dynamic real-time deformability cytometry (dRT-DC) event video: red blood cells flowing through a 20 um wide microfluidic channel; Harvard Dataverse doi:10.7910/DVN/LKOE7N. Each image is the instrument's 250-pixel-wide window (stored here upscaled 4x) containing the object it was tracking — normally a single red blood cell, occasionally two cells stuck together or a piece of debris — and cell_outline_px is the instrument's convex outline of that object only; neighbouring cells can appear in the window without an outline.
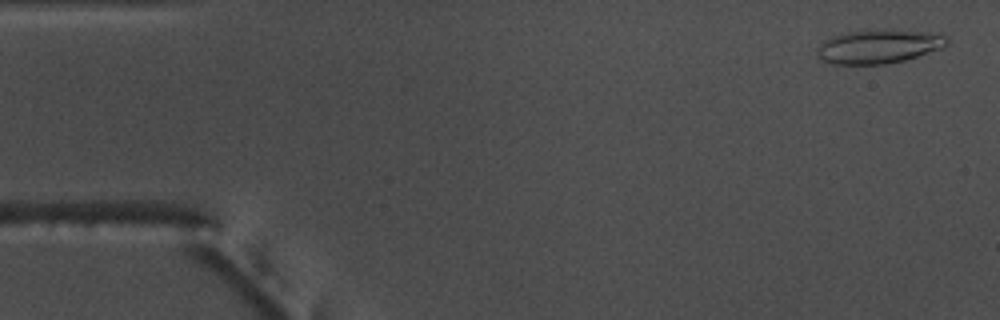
{"species": "common noctule bat (a hibernating species)", "species_latin": "Nyctalus noctula", "temperature_condition": "warm", "stored_images_in_passage": 54, "camera_frame_rate_fps": 3000, "um_per_image_px": 0.085, "animal": {"sex": "male", "body_mass_g": 17.5, "forearm_length_mm": 52.3}, "frame": {"image": 1, "passage_image": 2, "time_ms": 0.333, "image_size_px": [1000, 320], "cell_outline_px": [[948, 44], [940, 48], [904, 60], [888, 64], [832, 64], [816, 56], [816, 48], [824, 40], [832, 36], [848, 32], [936, 32], [948, 36]], "centroid_in_image_um": [74.65, 3.99], "position_along_channel_um": 10.3, "area_um2": 24.74}}
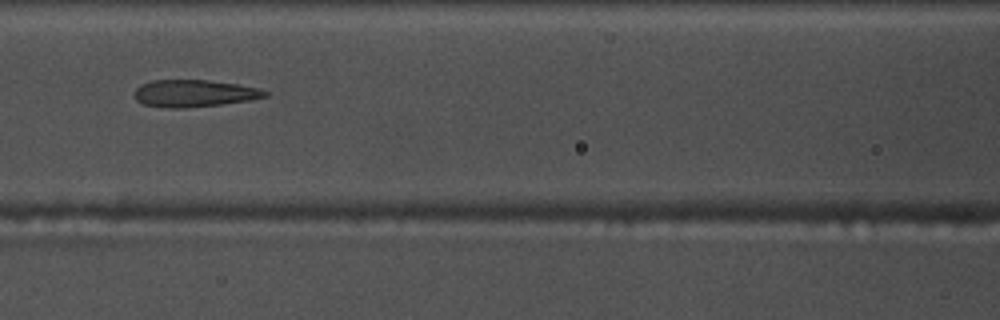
{"frame": {"image": 2, "passage_image": 23, "time_ms": 7.333, "image_size_px": [1000, 320], "cell_outline_px": [[268, 96], [248, 100], [220, 104], [180, 108], [164, 108], [144, 104], [136, 100], [136, 88], [140, 84], [152, 80], [208, 80], [236, 84], [256, 88], [268, 92]], "centroid_in_image_um": [16.46, 7.93], "position_along_channel_um": 150.1, "area_um2": 20.35}}
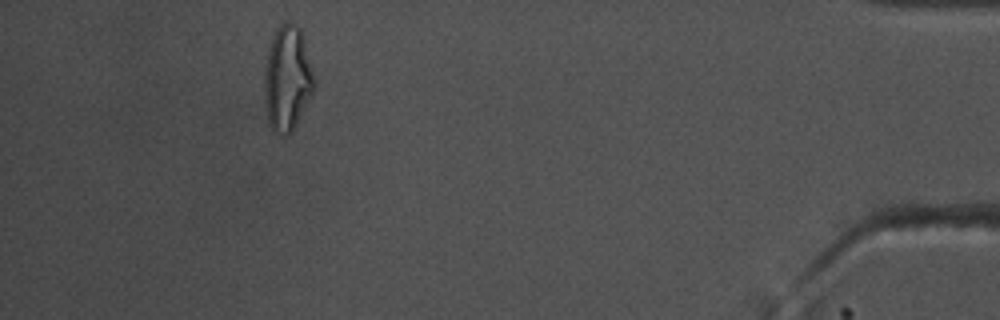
{"frame": {"image": 3, "passage_image": 49, "time_ms": 16.0, "image_size_px": [1000, 320], "cell_outline_px": [[316, 88], [292, 132], [288, 136], [280, 136], [272, 128], [268, 120], [264, 100], [264, 72], [268, 48], [280, 24], [284, 20], [288, 20], [300, 28], [316, 80]], "centroid_in_image_um": [24.44, 6.7], "position_along_channel_um": 410.8, "area_um2": 30.81}, "authors_computed_cell_mechanics": {"area_um2": 23.2356, "velocity_mm_per_s": 3.754, "shape_relaxation_time_tau1_ms": 10.5821, "shape_relaxation_time_tau2_ms": 2.0717, "deformation_change_tau1": 0.2944, "deformation_change_tau2": 0.1303}}